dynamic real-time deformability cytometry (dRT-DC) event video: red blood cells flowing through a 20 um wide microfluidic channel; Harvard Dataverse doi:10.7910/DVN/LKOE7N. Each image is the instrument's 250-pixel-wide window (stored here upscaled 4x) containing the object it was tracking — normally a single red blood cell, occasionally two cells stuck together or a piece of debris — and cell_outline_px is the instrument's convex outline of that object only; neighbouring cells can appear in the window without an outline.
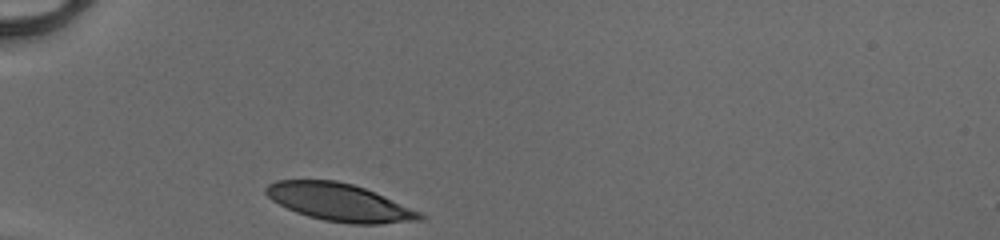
{"species": "human", "species_latin": "Homo sapiens", "temperature_condition": "cold", "stored_images_in_passage": 27, "camera_frame_rate_fps": 3000, "um_per_image_px": 0.085, "donor": {"sex": "male"}, "frame": {"image": 1, "passage_image": 1, "time_ms": 0.0, "image_size_px": [1000, 240], "cell_outline_px": [[424, 216], [420, 220], [380, 224], [352, 224], [324, 220], [308, 216], [296, 212], [272, 200], [264, 192], [264, 188], [268, 184], [276, 180], [336, 180], [352, 184], [364, 188], [420, 212]], "centroid_in_image_um": [28.8, 17.19], "position_along_channel_um": 56.2, "area_um2": 33.29}}
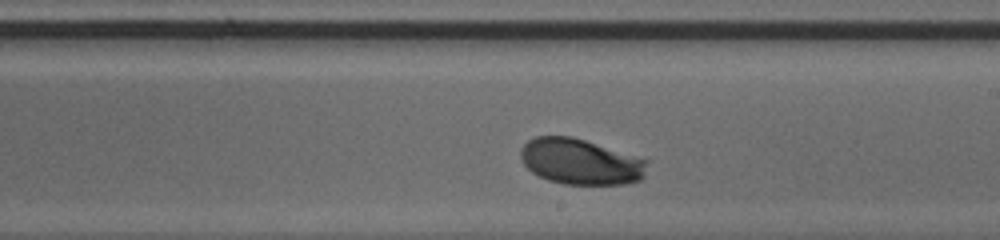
{"frame": {"image": 2, "passage_image": 16, "time_ms": 5.0, "image_size_px": [1000, 240], "cell_outline_px": [[648, 160], [644, 176], [640, 180], [624, 184], [564, 184], [548, 180], [532, 172], [520, 160], [520, 148], [528, 140], [536, 136], [572, 136]], "centroid_in_image_um": [49.31, 13.74], "position_along_channel_um": 239.7, "area_um2": 33.64}}
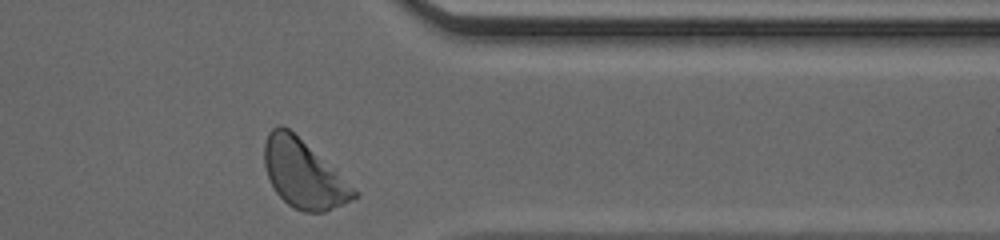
{"frame": {"image": 3, "passage_image": 27, "time_ms": 8.667, "image_size_px": [1000, 240], "cell_outline_px": [[360, 196], [352, 200], [324, 212], [304, 212], [288, 204], [276, 192], [268, 176], [264, 164], [264, 144], [268, 132], [272, 128], [280, 124], [288, 128], [360, 192]], "centroid_in_image_um": [25.8, 14.8], "position_along_channel_um": 385.6, "area_um2": 34.97}, "authors_computed_cell_mechanics": {"area_um2": 34.3332, "velocity_mm_per_s": 4.068, "shape_relaxation_time_tau1_ms": 1.7846, "shape_relaxation_time_tau2_ms": null, "deformation_change_tau1": 0.1344, "deformation_change_tau2": null}}